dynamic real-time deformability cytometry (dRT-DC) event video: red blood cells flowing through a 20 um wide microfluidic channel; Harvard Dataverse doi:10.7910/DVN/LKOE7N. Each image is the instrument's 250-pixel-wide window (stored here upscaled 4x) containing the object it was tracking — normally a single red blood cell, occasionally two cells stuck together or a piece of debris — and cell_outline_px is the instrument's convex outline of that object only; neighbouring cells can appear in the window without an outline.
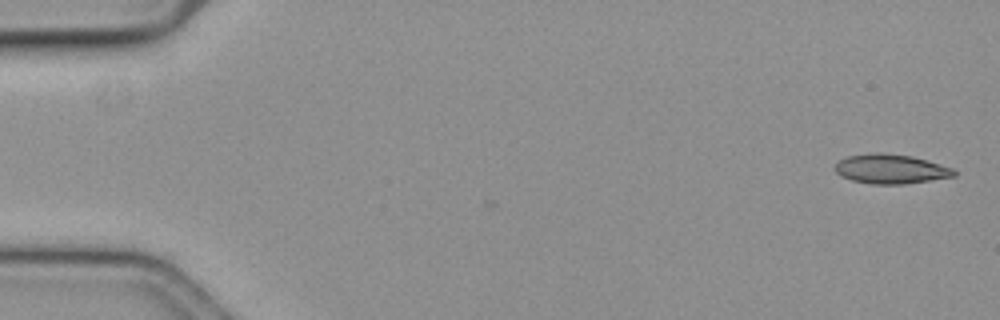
{"species": "common noctule bat (a hibernating species)", "species_latin": "Nyctalus noctula", "temperature_condition": "cold", "stored_images_in_passage": 57, "camera_frame_rate_fps": 3000, "um_per_image_px": 0.085, "animal": {"sex": "female", "body_mass_g": 19.3, "forearm_length_mm": 54.1}, "frame": {"image": 1, "passage_image": 1, "time_ms": 0.0, "image_size_px": [1000, 320], "cell_outline_px": [[956, 176], [904, 184], [872, 184], [852, 180], [836, 172], [836, 164], [840, 160], [848, 156], [868, 152], [884, 152], [912, 156], [940, 164], [952, 168], [956, 172]], "centroid_in_image_um": [75.73, 14.35], "position_along_channel_um": 9.3, "area_um2": 20.35}}
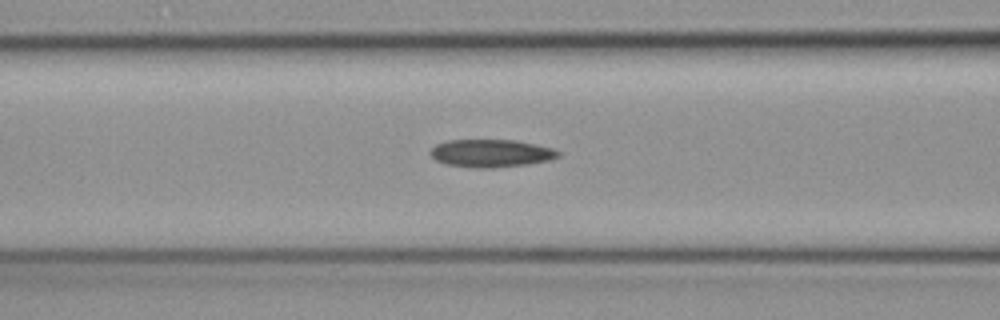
{"frame": {"image": 2, "passage_image": 23, "time_ms": 7.333, "image_size_px": [1000, 320], "cell_outline_px": [[560, 156], [548, 160], [528, 164], [492, 168], [472, 168], [444, 164], [436, 160], [428, 152], [436, 144], [448, 140], [516, 140], [552, 148], [560, 152]], "centroid_in_image_um": [41.7, 13.03], "position_along_channel_um": 124.9, "area_um2": 20.75}}
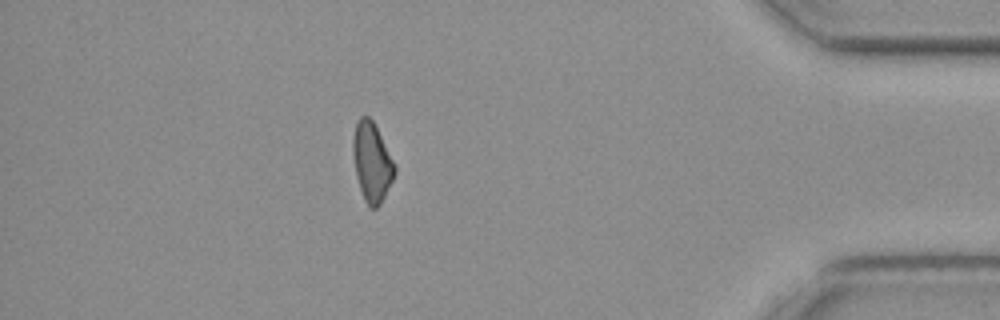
{"frame": {"image": 3, "passage_image": 50, "time_ms": 16.333, "image_size_px": [1000, 320], "cell_outline_px": [[396, 172], [380, 204], [376, 208], [368, 208], [364, 200], [356, 176], [352, 152], [352, 140], [356, 120], [360, 116], [368, 116], [372, 120], [396, 168]], "centroid_in_image_um": [31.57, 13.78], "position_along_channel_um": 403.6, "area_um2": 18.96}, "authors_computed_cell_mechanics": {"area_um2": 20.1144, "velocity_mm_per_s": 3.6073, "shape_relaxation_time_tau1_ms": 9.7255, "shape_relaxation_time_tau2_ms": 11.1886, "deformation_change_tau1": 0.1912, "deformation_change_tau2": 0.1933}}